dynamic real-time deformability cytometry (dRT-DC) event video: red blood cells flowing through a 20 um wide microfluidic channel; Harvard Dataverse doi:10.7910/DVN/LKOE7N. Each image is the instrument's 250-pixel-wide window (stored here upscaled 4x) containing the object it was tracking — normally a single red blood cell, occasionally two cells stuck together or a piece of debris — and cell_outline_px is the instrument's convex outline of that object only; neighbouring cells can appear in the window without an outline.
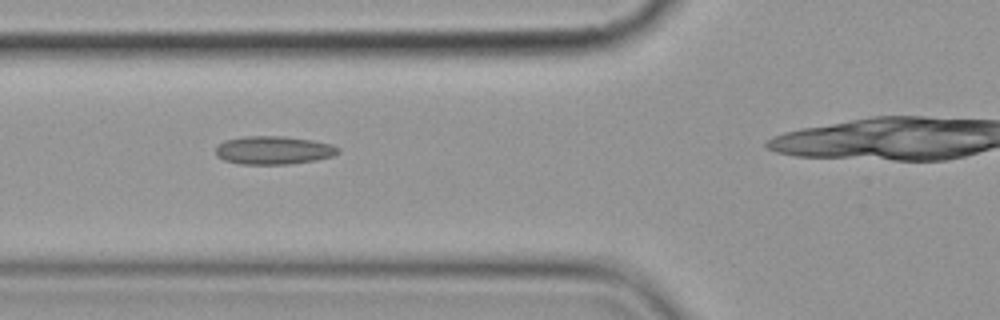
{"species": "common noctule bat (a hibernating species)", "species_latin": "Nyctalus noctula", "temperature_condition": "cold", "stored_images_in_passage": 7, "camera_frame_rate_fps": 3000, "um_per_image_px": 0.085, "animal": {"sex": "female", "body_mass_g": 19.9}, "frame": {"image": 1, "passage_image": 2, "time_ms": 1.0, "image_size_px": [1000, 320], "cell_outline_px": [[340, 152], [332, 156], [316, 160], [288, 164], [240, 164], [224, 160], [216, 156], [216, 144], [224, 140], [244, 136], [284, 136], [312, 140], [332, 144], [340, 148]], "centroid_in_image_um": [23.23, 12.76], "position_along_channel_um": 102.6, "area_um2": 20.35}}
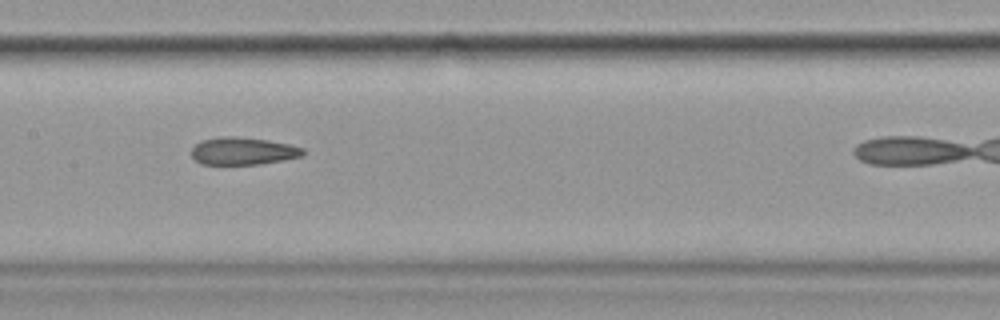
{"frame": {"image": 2, "passage_image": 4, "time_ms": 3.333, "image_size_px": [1000, 320], "cell_outline_px": [[304, 156], [284, 160], [260, 164], [200, 164], [192, 156], [192, 148], [200, 140], [220, 136], [236, 136], [268, 140], [288, 144], [304, 148]], "centroid_in_image_um": [20.66, 12.83], "position_along_channel_um": 186.7, "area_um2": 17.98}}
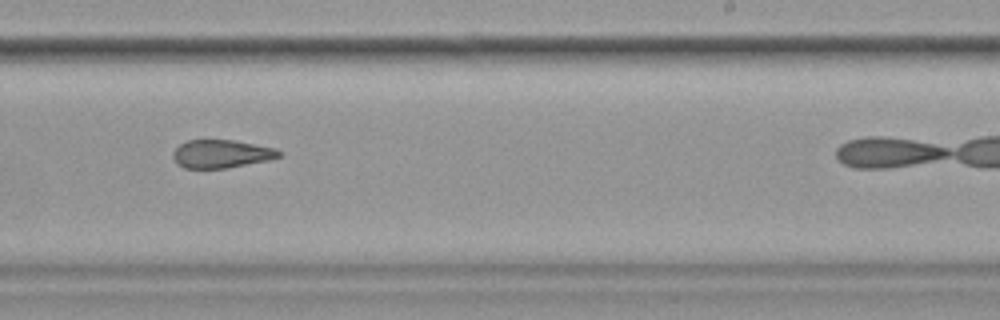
{"frame": {"image": 3, "passage_image": 6, "time_ms": 5.667, "image_size_px": [1000, 320], "cell_outline_px": [[280, 156], [272, 160], [228, 168], [184, 168], [176, 164], [172, 156], [172, 152], [180, 144], [188, 140], [236, 140], [276, 148], [280, 152]], "centroid_in_image_um": [18.82, 13.08], "position_along_channel_um": 270.2, "area_um2": 17.63}}